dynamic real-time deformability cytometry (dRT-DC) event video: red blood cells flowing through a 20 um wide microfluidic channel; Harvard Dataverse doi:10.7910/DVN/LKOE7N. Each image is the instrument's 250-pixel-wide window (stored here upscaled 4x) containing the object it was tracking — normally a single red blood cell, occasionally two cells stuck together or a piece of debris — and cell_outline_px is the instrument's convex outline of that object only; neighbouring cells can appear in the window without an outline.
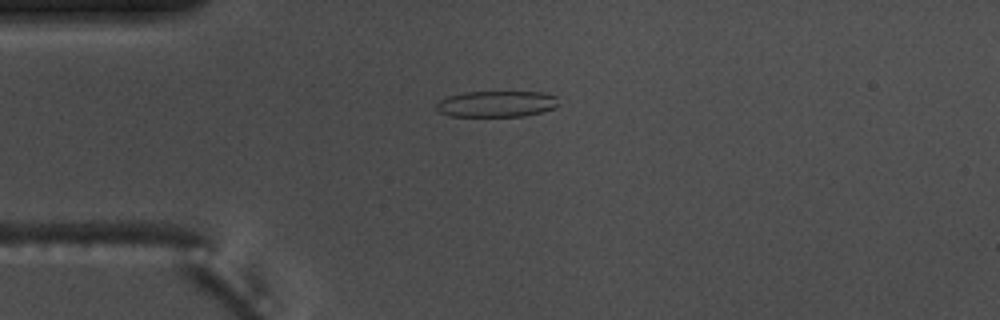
{"species": "common noctule bat (a hibernating species)", "species_latin": "Nyctalus noctula", "temperature_condition": "warm", "stored_images_in_passage": 6, "camera_frame_rate_fps": 3000, "um_per_image_px": 0.085, "animal": {"sex": "male", "body_mass_g": 17.5, "forearm_length_mm": 52.3}, "frame": {"image": 1, "passage_image": 5, "time_ms": 1.333, "image_size_px": [1000, 320], "cell_outline_px": [[556, 108], [524, 116], [452, 116], [440, 112], [436, 108], [436, 104], [440, 100], [448, 96], [464, 92], [544, 92], [556, 96]], "centroid_in_image_um": [42.2, 8.83], "position_along_channel_um": 42.8, "area_um2": 18.5}}
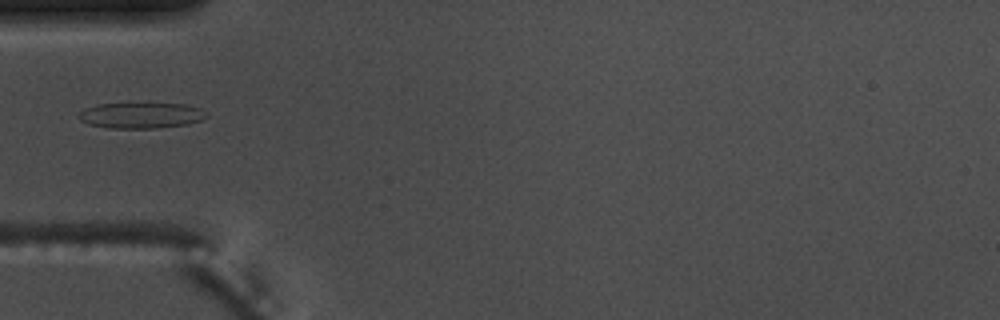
{"frame": {"image": 2, "passage_image": 6, "time_ms": 1.667, "image_size_px": [1000, 320], "cell_outline_px": [[208, 116], [200, 120], [188, 124], [156, 128], [108, 128], [88, 124], [80, 120], [76, 116], [84, 108], [96, 104], [184, 104], [200, 108], [208, 112]], "centroid_in_image_um": [11.97, 9.81], "position_along_channel_um": 73.0, "area_um2": 19.19}}